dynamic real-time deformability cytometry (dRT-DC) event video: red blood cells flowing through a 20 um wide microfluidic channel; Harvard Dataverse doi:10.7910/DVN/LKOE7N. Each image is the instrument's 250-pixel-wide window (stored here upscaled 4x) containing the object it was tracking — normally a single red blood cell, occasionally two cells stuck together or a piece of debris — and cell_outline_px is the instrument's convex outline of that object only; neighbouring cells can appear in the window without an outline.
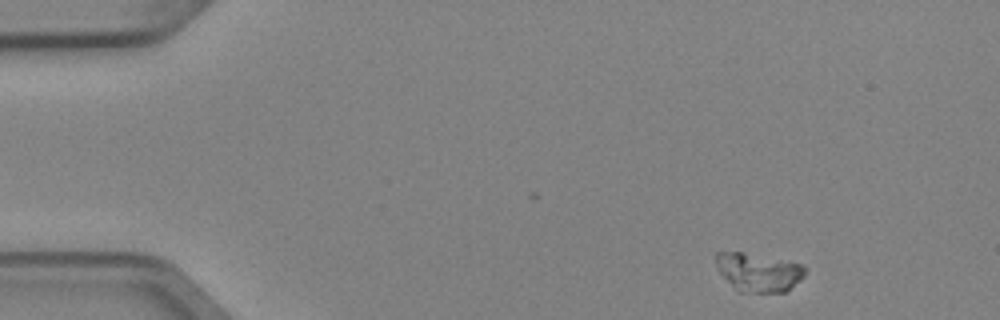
{"species": "Egyptian fruit bat (a non-hibernating species)", "species_latin": "Rousettus aegyptiacus", "temperature_condition": "cold", "stored_images_in_passage": 4, "segment_of_instrument_passage": [2, 2], "camera_frame_rate_fps": 3000, "um_per_image_px": 0.085, "animal": {"sex": "female"}, "frame": {"image": 1, "passage_image": 4, "time_ms": 1.0, "image_size_px": [1000, 320], "cell_outline_px": [[808, 268], [804, 276], [784, 292], [736, 292], [720, 272], [716, 264], [716, 252], [740, 252], [804, 264]], "centroid_in_image_um": [64.48, 23.15], "position_along_channel_um": 20.5, "area_um2": 19.83}}